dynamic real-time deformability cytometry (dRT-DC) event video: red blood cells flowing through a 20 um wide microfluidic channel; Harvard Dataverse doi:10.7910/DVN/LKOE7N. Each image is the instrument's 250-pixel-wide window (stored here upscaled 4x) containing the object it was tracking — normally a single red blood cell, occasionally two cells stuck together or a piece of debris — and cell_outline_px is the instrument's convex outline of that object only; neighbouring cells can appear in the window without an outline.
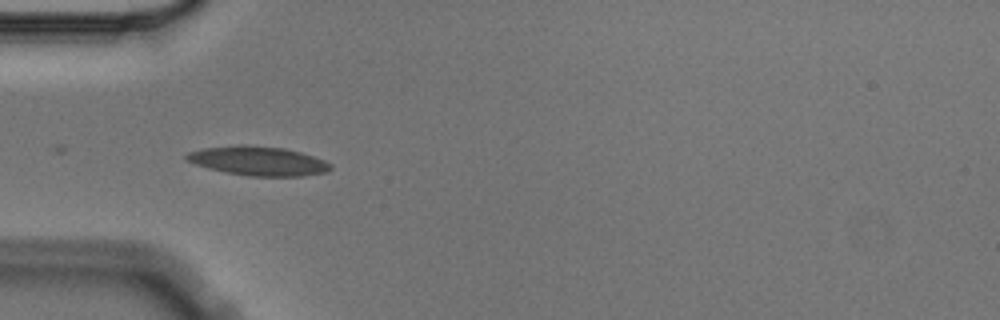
{"species": "Egyptian fruit bat (a non-hibernating species)", "species_latin": "Rousettus aegyptiacus", "temperature_condition": "cold", "stored_images_in_passage": 1, "camera_frame_rate_fps": 3000, "um_per_image_px": 0.085, "animal": {"sex": "male"}, "frame": {"image": 1, "passage_image": 1, "time_ms": 0.0, "image_size_px": [1000, 320], "cell_outline_px": [[332, 168], [328, 172], [304, 176], [252, 176], [228, 172], [208, 168], [184, 160], [184, 156], [188, 152], [204, 148], [240, 144], [244, 144], [284, 148], [300, 152], [324, 160], [332, 164]], "centroid_in_image_um": [21.96, 13.67], "position_along_channel_um": 63.0, "area_um2": 24.51}}